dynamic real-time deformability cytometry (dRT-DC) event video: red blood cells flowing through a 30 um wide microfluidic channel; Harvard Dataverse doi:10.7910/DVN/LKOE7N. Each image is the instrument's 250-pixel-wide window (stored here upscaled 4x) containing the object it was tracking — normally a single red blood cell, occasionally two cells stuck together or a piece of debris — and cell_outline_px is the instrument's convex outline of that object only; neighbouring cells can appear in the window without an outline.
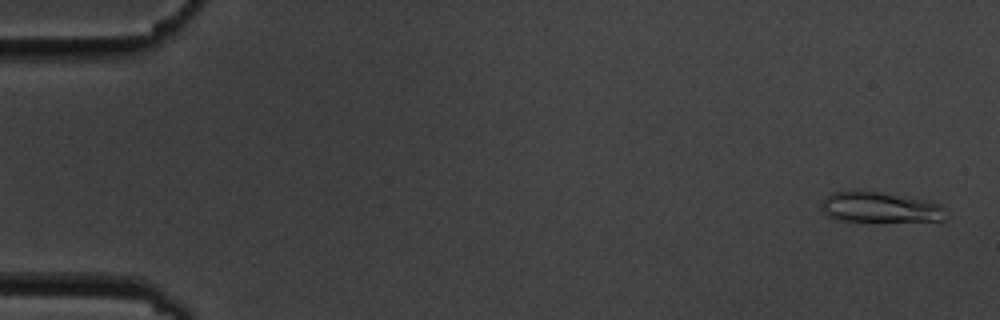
{"species": "common noctule bat (a hibernating species)", "species_latin": "Nyctalus noctula", "temperature_condition": "cold", "stored_images_in_passage": 5, "camera_frame_rate_fps": 3000, "um_per_image_px": 0.085, "animal": {"sex": "male", "body_mass_g": 19.5, "forearm_length_mm": 54.6}, "frame": {"image": 1, "passage_image": 1, "time_ms": 0.0, "image_size_px": [1000, 320], "cell_outline_px": [[948, 216], [944, 220], [836, 220], [828, 216], [820, 208], [820, 204], [832, 192], [880, 192], [924, 200], [940, 204]], "centroid_in_image_um": [74.78, 17.62], "position_along_channel_um": 10.2, "area_um2": 21.27}}